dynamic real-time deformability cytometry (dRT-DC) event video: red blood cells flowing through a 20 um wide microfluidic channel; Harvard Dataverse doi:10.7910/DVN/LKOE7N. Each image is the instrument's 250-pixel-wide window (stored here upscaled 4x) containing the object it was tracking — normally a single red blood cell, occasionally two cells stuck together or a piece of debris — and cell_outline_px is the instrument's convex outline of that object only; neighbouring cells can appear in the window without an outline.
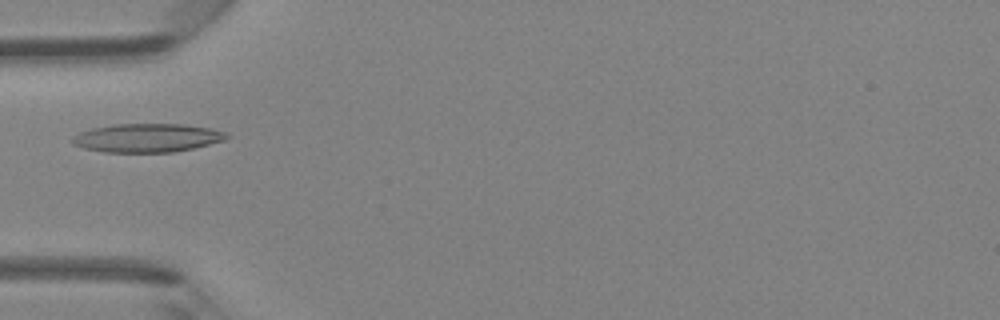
{"species": "Egyptian fruit bat (a non-hibernating species)", "species_latin": "Rousettus aegyptiacus", "temperature_condition": "room temperature", "stored_images_in_passage": 2, "camera_frame_rate_fps": 3000, "um_per_image_px": 0.085, "animal": {"sex": "female"}, "frame": {"image": 1, "passage_image": 1, "time_ms": 0.0, "image_size_px": [1000, 320], "cell_outline_px": [[232, 136], [224, 140], [192, 148], [172, 152], [104, 152], [84, 148], [72, 144], [72, 136], [80, 132], [92, 128], [116, 124], [184, 124], [212, 128], [224, 132]], "centroid_in_image_um": [12.5, 11.71], "position_along_channel_um": 72.5, "area_um2": 25.66}}
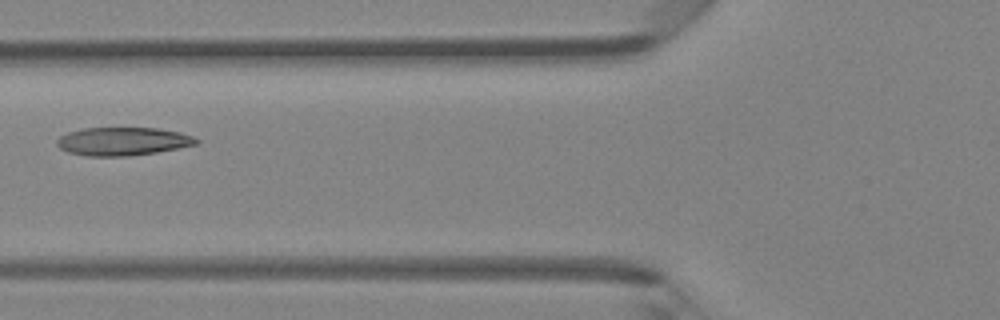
{"frame": {"image": 2, "passage_image": 2, "time_ms": 0.333, "image_size_px": [1000, 320], "cell_outline_px": [[200, 144], [156, 152], [128, 156], [88, 156], [68, 152], [60, 148], [56, 144], [56, 140], [60, 136], [68, 132], [84, 128], [160, 128], [180, 132], [192, 136], [200, 140]], "centroid_in_image_um": [10.46, 12.01], "position_along_channel_um": 115.3, "area_um2": 23.0}}